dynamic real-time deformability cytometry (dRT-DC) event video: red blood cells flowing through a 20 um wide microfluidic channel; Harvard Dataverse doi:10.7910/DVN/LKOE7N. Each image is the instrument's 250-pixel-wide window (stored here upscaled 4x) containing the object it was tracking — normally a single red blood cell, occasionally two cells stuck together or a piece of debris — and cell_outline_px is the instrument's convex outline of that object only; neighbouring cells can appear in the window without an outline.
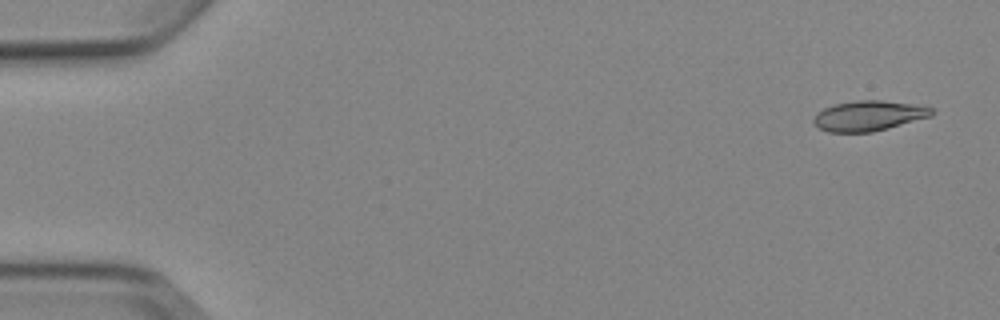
{"species": "Egyptian fruit bat (a non-hibernating species)", "species_latin": "Rousettus aegyptiacus", "temperature_condition": "cold", "stored_images_in_passage": 4, "camera_frame_rate_fps": 3000, "um_per_image_px": 0.085, "animal": {"sex": "female"}, "frame": {"image": 1, "passage_image": 1, "time_ms": 0.0, "image_size_px": [1000, 320], "cell_outline_px": [[936, 112], [932, 116], [888, 128], [872, 132], [828, 132], [820, 128], [812, 120], [816, 112], [832, 104], [856, 100], [880, 100], [912, 104], [932, 108]], "centroid_in_image_um": [73.82, 9.83], "position_along_channel_um": 11.2, "area_um2": 20.81}}